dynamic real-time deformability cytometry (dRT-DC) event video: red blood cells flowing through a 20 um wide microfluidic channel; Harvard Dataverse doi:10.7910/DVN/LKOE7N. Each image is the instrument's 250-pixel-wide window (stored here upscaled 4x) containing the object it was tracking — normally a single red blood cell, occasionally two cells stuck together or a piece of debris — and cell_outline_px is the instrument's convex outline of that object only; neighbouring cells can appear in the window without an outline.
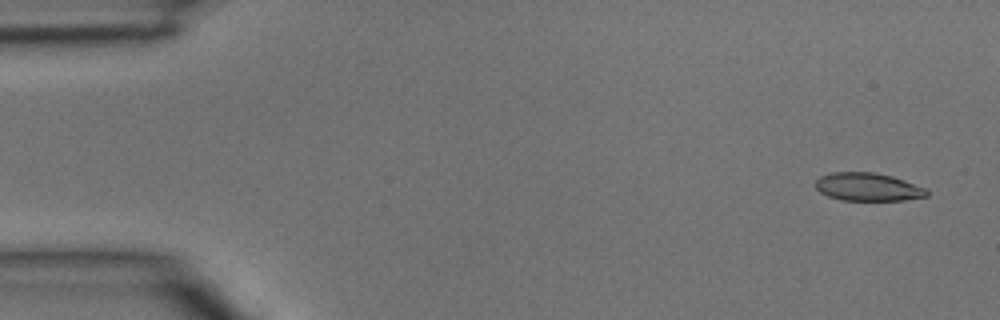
{"species": "common noctule bat (a hibernating species)", "species_latin": "Nyctalus noctula", "temperature_condition": "room temperature", "stored_images_in_passage": 4, "camera_frame_rate_fps": 3000, "um_per_image_px": 0.085, "animal": {"sex": "male", "body_mass_g": 15.6}, "frame": {"image": 1, "passage_image": 1, "time_ms": 0.0, "image_size_px": [1000, 320], "cell_outline_px": [[928, 196], [904, 200], [840, 200], [828, 196], [820, 192], [816, 188], [816, 180], [820, 176], [832, 172], [872, 172], [892, 176], [928, 188]], "centroid_in_image_um": [73.79, 15.89], "position_along_channel_um": 11.2, "area_um2": 18.26}}